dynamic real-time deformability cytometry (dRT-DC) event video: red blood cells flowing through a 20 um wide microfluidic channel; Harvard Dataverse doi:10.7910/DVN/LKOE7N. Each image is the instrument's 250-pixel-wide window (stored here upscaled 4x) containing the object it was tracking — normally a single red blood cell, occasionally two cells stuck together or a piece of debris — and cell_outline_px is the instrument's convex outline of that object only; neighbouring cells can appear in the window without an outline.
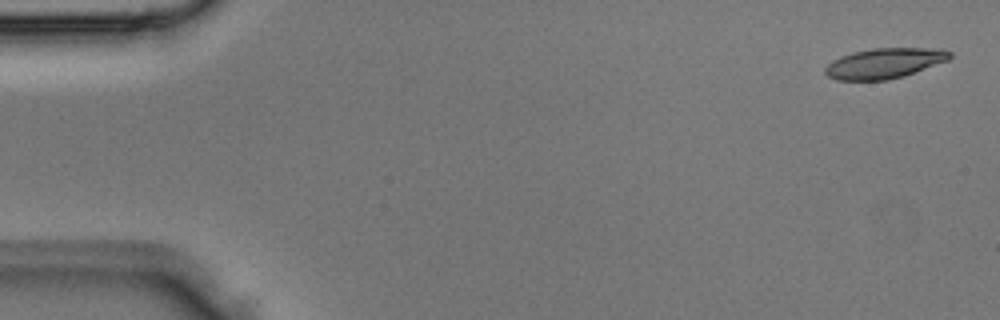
{"species": "Egyptian fruit bat (a non-hibernating species)", "species_latin": "Rousettus aegyptiacus", "temperature_condition": "room temperature", "stored_images_in_passage": 4, "camera_frame_rate_fps": 3000, "um_per_image_px": 0.085, "animal": {"sex": "male"}, "frame": {"image": 1, "passage_image": 1, "time_ms": 0.0, "image_size_px": [1000, 320], "cell_outline_px": [[952, 56], [948, 60], [904, 76], [888, 80], [836, 80], [828, 76], [824, 72], [824, 68], [832, 60], [840, 56], [852, 52], [872, 48], [940, 48], [952, 52]], "centroid_in_image_um": [75.17, 5.37], "position_along_channel_um": 9.8, "area_um2": 22.14}}